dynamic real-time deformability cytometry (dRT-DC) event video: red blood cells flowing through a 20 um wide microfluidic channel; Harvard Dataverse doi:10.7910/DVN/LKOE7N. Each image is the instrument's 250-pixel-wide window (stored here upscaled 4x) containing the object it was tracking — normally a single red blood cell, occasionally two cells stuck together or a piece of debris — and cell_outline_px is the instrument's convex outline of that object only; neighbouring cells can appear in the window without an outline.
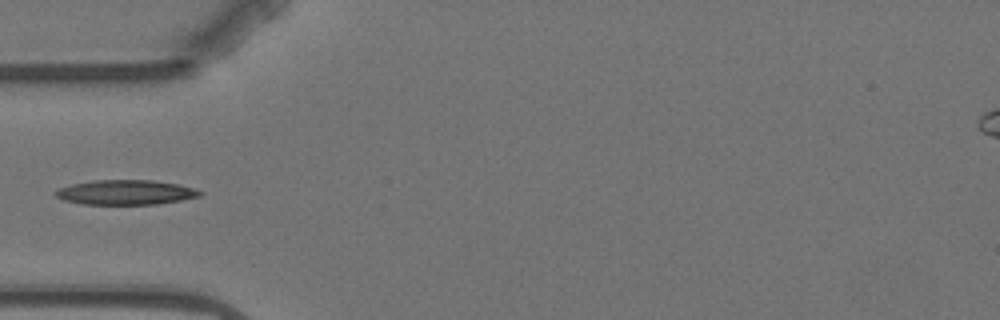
{"species": "Egyptian fruit bat (a non-hibernating species)", "species_latin": "Rousettus aegyptiacus", "temperature_condition": "warm", "stored_images_in_passage": 1, "camera_frame_rate_fps": 3000, "um_per_image_px": 0.085, "animal": {"sex": "female"}, "frame": {"image": 1, "passage_image": 1, "time_ms": 0.0, "image_size_px": [1000, 320], "cell_outline_px": [[204, 192], [200, 196], [180, 200], [156, 204], [84, 204], [64, 200], [56, 196], [52, 192], [60, 188], [72, 184], [92, 180], [152, 180], [180, 184]], "centroid_in_image_um": [10.68, 16.34], "position_along_channel_um": 74.3, "area_um2": 20.75}}